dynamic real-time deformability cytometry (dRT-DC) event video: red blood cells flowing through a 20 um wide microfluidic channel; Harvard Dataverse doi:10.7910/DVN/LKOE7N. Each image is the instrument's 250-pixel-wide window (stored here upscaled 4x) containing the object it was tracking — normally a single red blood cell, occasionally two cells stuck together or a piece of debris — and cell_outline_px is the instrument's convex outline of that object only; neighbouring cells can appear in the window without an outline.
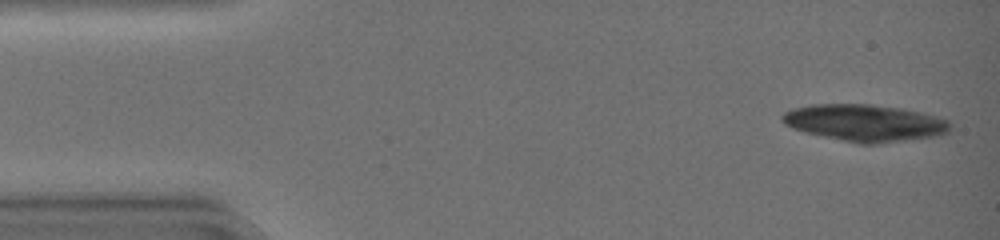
{"species": "common noctule bat (a hibernating species)", "species_latin": "Nyctalus noctula", "temperature_condition": "warm", "stored_images_in_passage": 45, "segment_of_instrument_passage": [1, 2], "camera_frame_rate_fps": 3000, "um_per_image_px": 0.085, "animal": {"sex": "female", "body_mass_g": 19.0, "forearm_length_mm": 51.5}, "frame": {"image": 1, "passage_image": 2, "time_ms": 0.333, "image_size_px": [1000, 240], "cell_outline_px": [[948, 132], [932, 136], [872, 144], [864, 144], [844, 140], [808, 132], [792, 128], [780, 116], [784, 112], [796, 108], [812, 104], [868, 104], [900, 108], [948, 120]], "centroid_in_image_um": [73.47, 10.43], "position_along_channel_um": 11.5, "area_um2": 34.8}}